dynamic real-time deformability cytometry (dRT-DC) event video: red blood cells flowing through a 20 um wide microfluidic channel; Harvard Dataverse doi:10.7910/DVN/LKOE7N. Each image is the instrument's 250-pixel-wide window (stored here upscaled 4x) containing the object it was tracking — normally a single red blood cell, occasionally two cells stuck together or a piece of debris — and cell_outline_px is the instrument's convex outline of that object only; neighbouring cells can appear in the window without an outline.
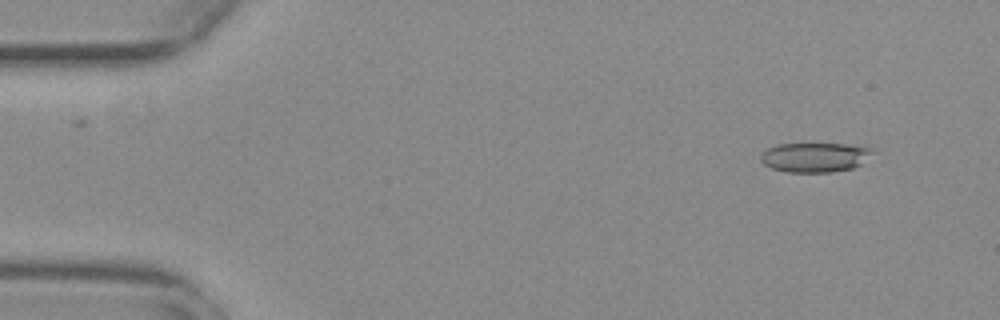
{"species": "common noctule bat (a hibernating species)", "species_latin": "Nyctalus noctula", "temperature_condition": "warm", "stored_images_in_passage": 55, "camera_frame_rate_fps": 3000, "um_per_image_px": 0.085, "animal": {"sex": "female", "body_mass_g": 29.2, "forearm_length_mm": 56.3}, "frame": {"image": 1, "passage_image": 5, "time_ms": 1.333, "image_size_px": [1000, 320], "cell_outline_px": [[876, 152], [860, 164], [852, 168], [828, 172], [788, 172], [772, 168], [764, 164], [760, 160], [760, 156], [768, 148], [776, 144], [844, 144], [872, 148]], "centroid_in_image_um": [69.27, 13.36], "position_along_channel_um": 15.7, "area_um2": 19.13}}
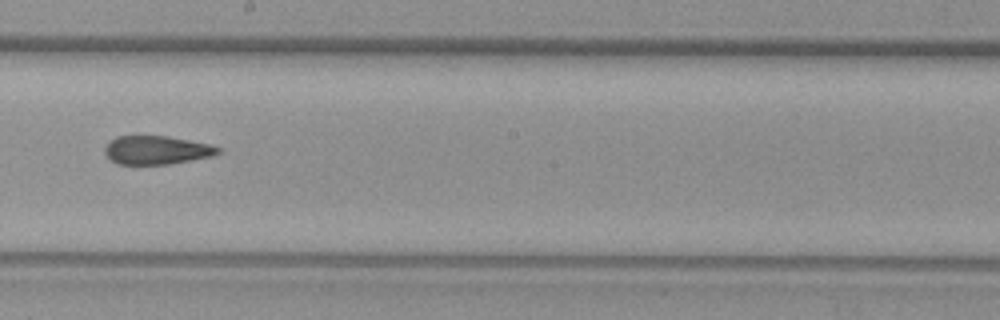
{"frame": {"image": 2, "passage_image": 31, "time_ms": 10.0, "image_size_px": [1000, 320], "cell_outline_px": [[220, 152], [212, 156], [192, 160], [168, 164], [116, 164], [104, 152], [104, 148], [116, 136], [168, 136], [212, 144], [220, 148]], "centroid_in_image_um": [13.34, 12.75], "position_along_channel_um": 234.9, "area_um2": 18.79}}
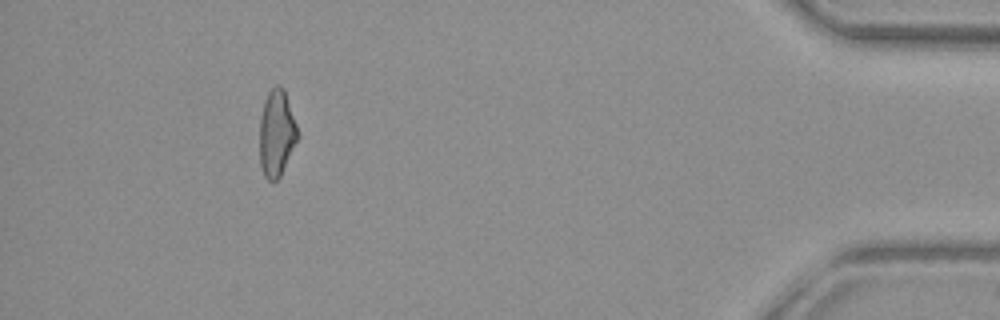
{"frame": {"image": 3, "passage_image": 50, "time_ms": 16.333, "image_size_px": [1000, 320], "cell_outline_px": [[300, 136], [280, 176], [276, 180], [268, 180], [264, 176], [260, 164], [260, 116], [264, 100], [268, 92], [276, 84], [280, 84], [284, 88], [300, 132]], "centroid_in_image_um": [23.53, 11.29], "position_along_channel_um": 411.7, "area_um2": 19.54}}